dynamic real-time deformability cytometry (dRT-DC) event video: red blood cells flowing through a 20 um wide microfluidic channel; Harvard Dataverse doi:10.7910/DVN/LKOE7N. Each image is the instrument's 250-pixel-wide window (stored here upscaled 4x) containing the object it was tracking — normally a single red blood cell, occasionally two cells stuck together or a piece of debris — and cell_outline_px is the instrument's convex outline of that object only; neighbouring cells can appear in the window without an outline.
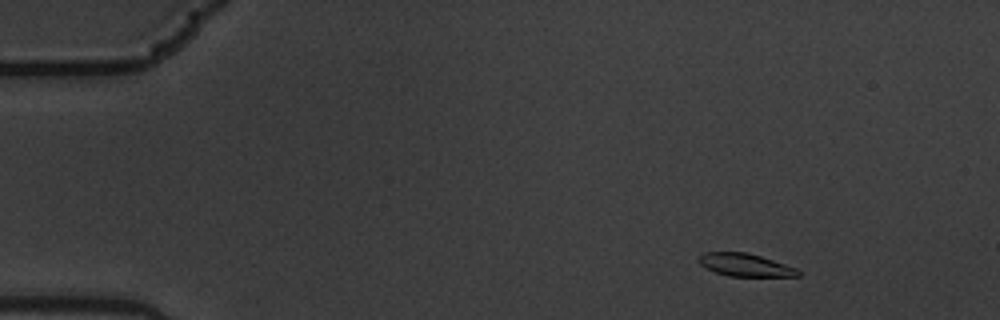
{"species": "common noctule bat (a hibernating species)", "species_latin": "Nyctalus noctula", "temperature_condition": "warm", "stored_images_in_passage": 3, "camera_frame_rate_fps": 3000, "um_per_image_px": 0.085, "animal": {"sex": "male", "body_mass_g": 19.5, "forearm_length_mm": 54.6}, "frame": {"image": 1, "passage_image": 1, "time_ms": 0.0, "image_size_px": [1000, 320], "cell_outline_px": [[800, 276], [728, 276], [716, 272], [700, 264], [700, 256], [704, 252], [744, 252], [760, 256], [796, 268], [800, 272]], "centroid_in_image_um": [63.35, 22.52], "position_along_channel_um": 21.6, "area_um2": 12.83}}